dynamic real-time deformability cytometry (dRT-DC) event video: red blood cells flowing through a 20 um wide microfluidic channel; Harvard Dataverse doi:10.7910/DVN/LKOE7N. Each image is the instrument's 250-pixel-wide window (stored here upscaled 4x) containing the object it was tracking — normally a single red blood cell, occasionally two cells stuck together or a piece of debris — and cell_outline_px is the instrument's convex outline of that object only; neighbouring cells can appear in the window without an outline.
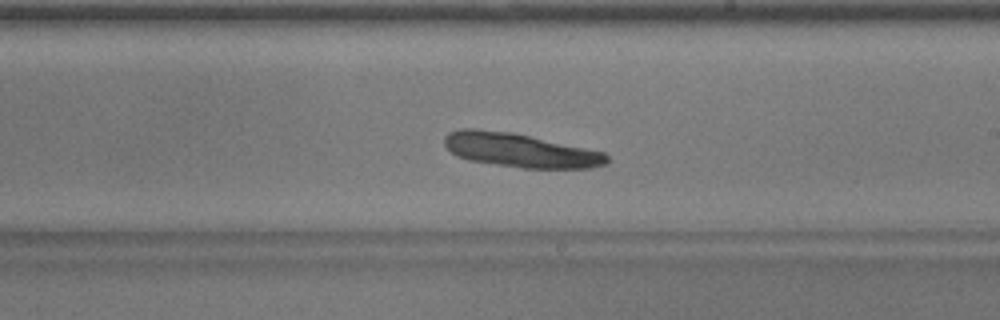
{"species": "common noctule bat (a hibernating species)", "species_latin": "Nyctalus noctula", "temperature_condition": "warm", "stored_images_in_passage": 42, "camera_frame_rate_fps": 3000, "um_per_image_px": 0.085, "animal": {"sex": "male", "body_mass_g": 17.9}, "frame": {"image": 1, "passage_image": 19, "time_ms": 6.0, "image_size_px": [1000, 320], "cell_outline_px": [[608, 160], [604, 164], [592, 168], [520, 168], [468, 160], [456, 156], [444, 144], [444, 136], [448, 132], [460, 128], [476, 128], [512, 132], [604, 152], [608, 156]], "centroid_in_image_um": [44.16, 12.76], "position_along_channel_um": 244.8, "area_um2": 32.19}}